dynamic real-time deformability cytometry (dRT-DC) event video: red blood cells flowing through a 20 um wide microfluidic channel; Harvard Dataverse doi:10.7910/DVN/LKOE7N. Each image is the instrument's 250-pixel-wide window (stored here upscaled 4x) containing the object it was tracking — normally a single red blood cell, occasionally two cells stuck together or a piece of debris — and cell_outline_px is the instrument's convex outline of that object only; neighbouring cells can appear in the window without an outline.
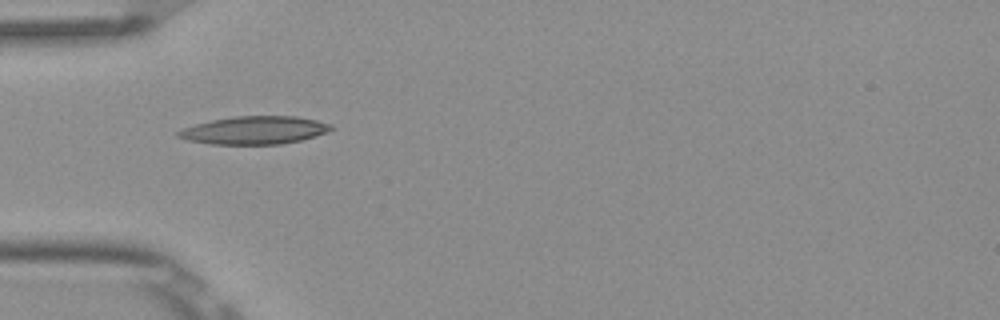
{"species": "Egyptian fruit bat (a non-hibernating species)", "species_latin": "Rousettus aegyptiacus", "temperature_condition": "room temperature", "stored_images_in_passage": 7, "camera_frame_rate_fps": 3000, "um_per_image_px": 0.085, "frame": {"image": 1, "passage_image": 4, "time_ms": 1.0, "image_size_px": [1000, 320], "cell_outline_px": [[332, 128], [316, 136], [300, 140], [280, 144], [208, 144], [188, 140], [176, 136], [176, 132], [184, 128], [196, 124], [212, 120], [232, 116], [296, 116], [316, 120], [332, 124]], "centroid_in_image_um": [21.6, 11.07], "position_along_channel_um": 63.4, "area_um2": 24.74}}
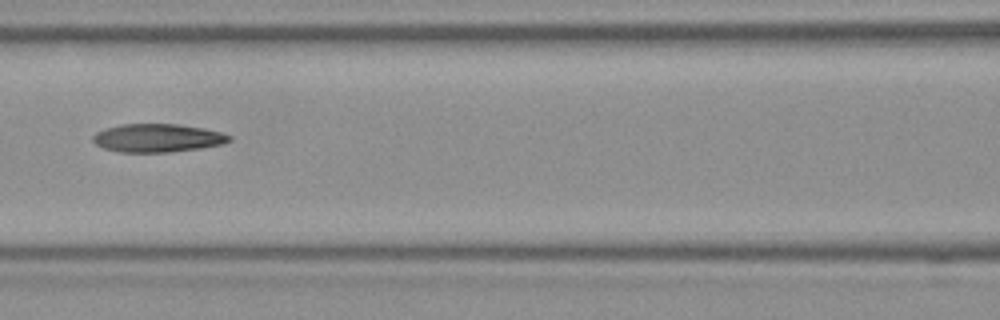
{"frame": {"image": 2, "passage_image": 6, "time_ms": 1.667, "image_size_px": [1000, 320], "cell_outline_px": [[232, 140], [220, 144], [200, 148], [168, 152], [120, 152], [104, 148], [96, 144], [92, 140], [92, 136], [96, 132], [104, 128], [120, 124], [176, 124], [204, 128], [220, 132], [232, 136]], "centroid_in_image_um": [13.36, 11.72], "position_along_channel_um": 153.2, "area_um2": 22.43}}
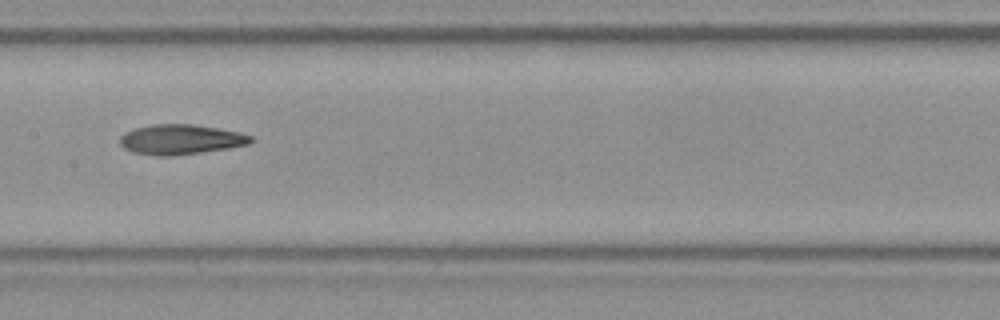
{"frame": {"image": 3, "passage_image": 7, "time_ms": 2.0, "image_size_px": [1000, 320], "cell_outline_px": [[252, 140], [248, 144], [228, 148], [200, 152], [168, 156], [156, 156], [132, 152], [124, 148], [120, 144], [120, 136], [124, 132], [136, 128], [152, 124], [192, 124], [216, 128], [236, 132], [252, 136]], "centroid_in_image_um": [15.29, 11.85], "position_along_channel_um": 192.1, "area_um2": 22.6}}